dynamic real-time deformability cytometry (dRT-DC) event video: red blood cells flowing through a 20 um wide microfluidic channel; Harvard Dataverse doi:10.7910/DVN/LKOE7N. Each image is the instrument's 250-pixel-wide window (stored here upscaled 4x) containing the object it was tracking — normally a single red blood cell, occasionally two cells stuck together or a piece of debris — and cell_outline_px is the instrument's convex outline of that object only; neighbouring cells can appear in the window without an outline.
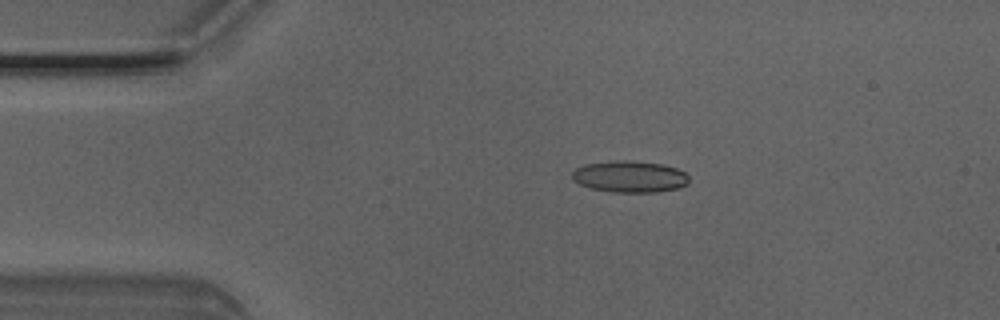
{"species": "Egyptian fruit bat (a non-hibernating species)", "species_latin": "Rousettus aegyptiacus", "temperature_condition": "room temperature", "stored_images_in_passage": 3, "camera_frame_rate_fps": 3000, "um_per_image_px": 0.085, "animal": {"sex": "male"}, "frame": {"image": 1, "passage_image": 2, "time_ms": 0.333, "image_size_px": [1000, 320], "cell_outline_px": [[688, 184], [676, 188], [656, 192], [612, 192], [592, 188], [580, 184], [572, 180], [572, 172], [576, 168], [584, 164], [620, 160], [624, 160], [664, 164], [676, 168], [684, 172], [688, 176]], "centroid_in_image_um": [53.52, 15.01], "position_along_channel_um": 31.5, "area_um2": 21.39}}